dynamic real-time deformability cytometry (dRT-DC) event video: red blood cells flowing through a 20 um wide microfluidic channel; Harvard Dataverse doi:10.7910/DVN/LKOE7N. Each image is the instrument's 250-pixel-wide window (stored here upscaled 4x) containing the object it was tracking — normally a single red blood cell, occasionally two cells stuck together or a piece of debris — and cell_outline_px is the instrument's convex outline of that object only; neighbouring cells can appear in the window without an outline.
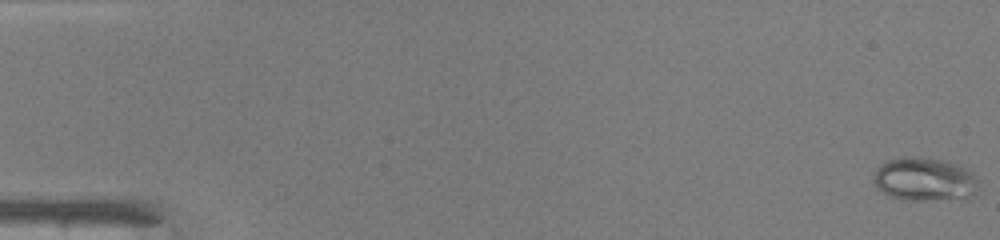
{"species": "common noctule bat (a hibernating species)", "species_latin": "Nyctalus noctula", "temperature_condition": "warm", "stored_images_in_passage": 50, "segment_of_instrument_passage": [1, 2], "camera_frame_rate_fps": 3000, "um_per_image_px": 0.085, "animal": {"sex": "male", "body_mass_g": 19.0, "forearm_length_mm": 50.8}, "frame": {"image": 1, "passage_image": 1, "time_ms": 0.0, "image_size_px": [1000, 240], "cell_outline_px": [[976, 192], [968, 200], [908, 200], [892, 196], [884, 192], [876, 184], [876, 168], [880, 164], [888, 160], [900, 156], [920, 156], [940, 160], [956, 164], [972, 172], [976, 180]], "centroid_in_image_um": [78.63, 15.25], "position_along_channel_um": 6.4, "area_um2": 26.53}}
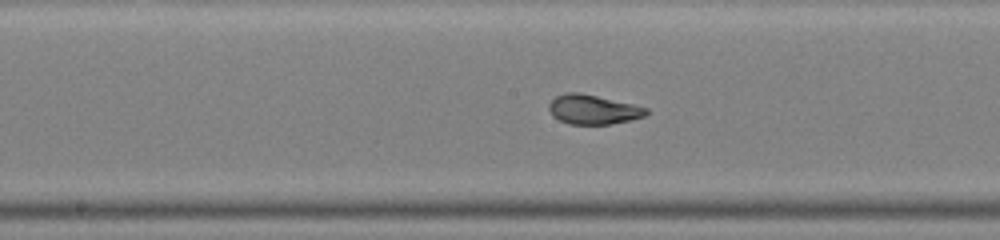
{"frame": {"image": 2, "passage_image": 26, "time_ms": 8.333, "image_size_px": [1000, 240], "cell_outline_px": [[648, 112], [644, 116], [628, 120], [608, 124], [568, 124], [552, 116], [548, 108], [548, 104], [556, 96], [564, 92], [580, 92], [632, 104], [648, 108]], "centroid_in_image_um": [50.36, 9.3], "position_along_channel_um": 197.8, "area_um2": 16.59}}
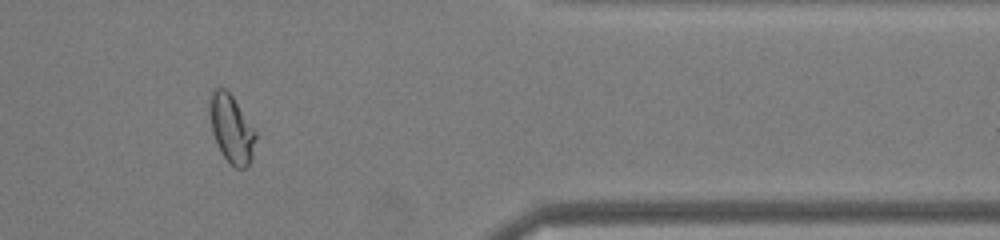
{"frame": {"image": 3, "passage_image": 41, "time_ms": 13.333, "image_size_px": [1000, 240], "cell_outline_px": [[256, 140], [252, 156], [248, 164], [244, 168], [236, 168], [220, 152], [212, 132], [208, 104], [208, 100], [212, 88], [224, 88], [232, 96], [256, 128]], "centroid_in_image_um": [19.67, 10.9], "position_along_channel_um": 391.7, "area_um2": 18.44}}